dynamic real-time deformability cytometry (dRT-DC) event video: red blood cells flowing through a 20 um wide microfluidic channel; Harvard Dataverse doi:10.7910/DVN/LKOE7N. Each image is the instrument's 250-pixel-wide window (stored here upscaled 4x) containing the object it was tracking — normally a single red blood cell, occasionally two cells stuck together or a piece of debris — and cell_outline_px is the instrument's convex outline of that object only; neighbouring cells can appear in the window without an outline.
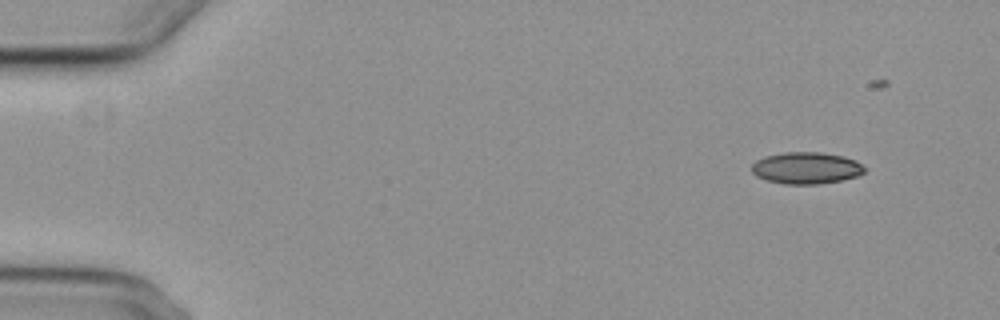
{"species": "common noctule bat (a hibernating species)", "species_latin": "Nyctalus noctula", "temperature_condition": "cold", "stored_images_in_passage": 6, "camera_frame_rate_fps": 3000, "um_per_image_px": 0.085, "animal": {"sex": "female", "body_mass_g": 29.2, "forearm_length_mm": 56.3}, "frame": {"image": 1, "passage_image": 1, "time_ms": 0.0, "image_size_px": [1000, 320], "cell_outline_px": [[864, 172], [856, 176], [840, 180], [816, 184], [784, 184], [768, 180], [756, 176], [752, 172], [752, 164], [756, 160], [764, 156], [784, 152], [820, 152], [844, 156], [856, 160], [864, 168]], "centroid_in_image_um": [68.5, 14.27], "position_along_channel_um": 16.5, "area_um2": 20.75}}
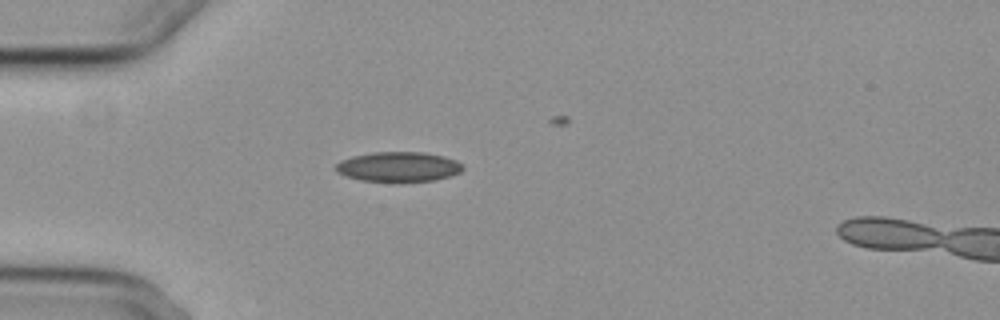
{"frame": {"image": 2, "passage_image": 4, "time_ms": 3.667, "image_size_px": [1000, 320], "cell_outline_px": [[464, 168], [460, 172], [452, 176], [436, 180], [400, 184], [396, 184], [360, 180], [344, 176], [336, 172], [336, 164], [340, 160], [352, 156], [372, 152], [424, 152], [444, 156], [456, 160], [464, 164]], "centroid_in_image_um": [33.88, 14.21], "position_along_channel_um": 51.1, "area_um2": 23.12}}